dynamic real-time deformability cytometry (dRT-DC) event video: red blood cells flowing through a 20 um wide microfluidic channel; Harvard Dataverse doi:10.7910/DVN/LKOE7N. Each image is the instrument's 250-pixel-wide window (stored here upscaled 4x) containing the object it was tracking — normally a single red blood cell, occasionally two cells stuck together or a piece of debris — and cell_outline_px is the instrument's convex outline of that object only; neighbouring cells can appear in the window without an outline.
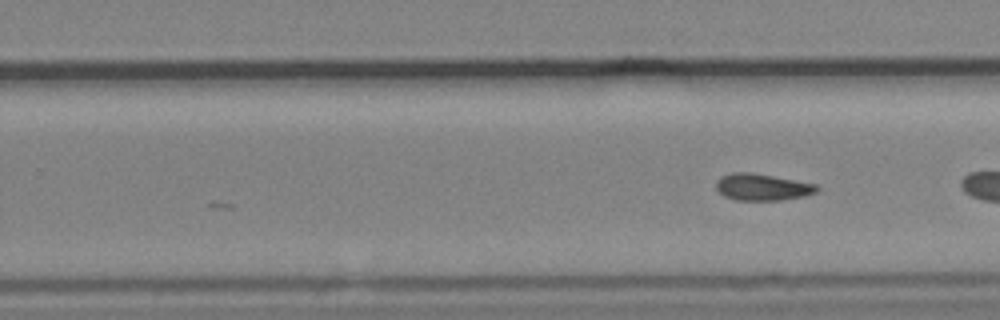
{"species": "common noctule bat (a hibernating species)", "species_latin": "Nyctalus noctula", "temperature_condition": "cold", "stored_images_in_passage": 17, "camera_frame_rate_fps": 3000, "um_per_image_px": 0.085, "animal": {"sex": "male", "body_mass_g": 19.2, "forearm_length_mm": 51.8}, "frame": {"image": 1, "passage_image": 17, "time_ms": 5.333, "image_size_px": [1000, 320], "cell_outline_px": [[820, 188], [816, 192], [804, 196], [780, 200], [736, 200], [724, 196], [716, 188], [716, 180], [720, 176], [732, 172], [752, 172], [816, 184]], "centroid_in_image_um": [64.77, 15.89], "position_along_channel_um": 265.0, "area_um2": 15.72}}